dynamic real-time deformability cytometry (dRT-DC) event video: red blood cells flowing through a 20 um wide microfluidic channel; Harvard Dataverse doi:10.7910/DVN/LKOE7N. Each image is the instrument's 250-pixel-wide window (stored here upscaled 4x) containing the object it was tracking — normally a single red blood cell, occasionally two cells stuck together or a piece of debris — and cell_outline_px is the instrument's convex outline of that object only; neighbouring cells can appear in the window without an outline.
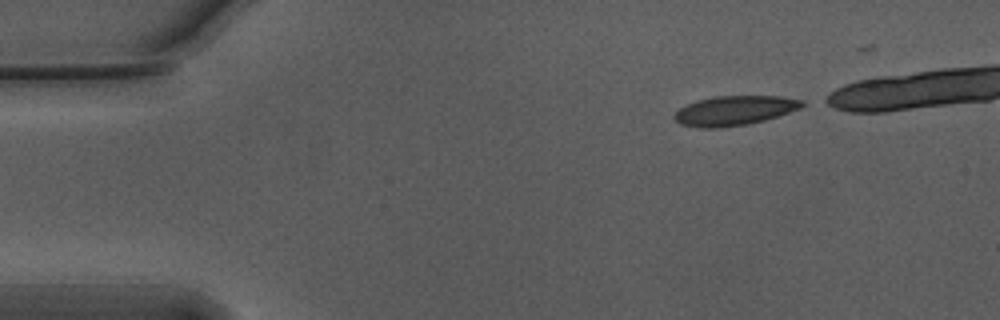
{"species": "Egyptian fruit bat (a non-hibernating species)", "species_latin": "Rousettus aegyptiacus", "temperature_condition": "warm", "stored_images_in_passage": 41, "camera_frame_rate_fps": 3000, "um_per_image_px": 0.085, "animal": {"sex": "male"}, "frame": {"image": 1, "passage_image": 1, "time_ms": 0.0, "image_size_px": [1000, 320], "cell_outline_px": [[804, 104], [800, 108], [764, 120], [744, 124], [720, 128], [700, 128], [680, 124], [672, 120], [672, 116], [680, 108], [688, 104], [700, 100], [716, 96], [780, 96], [804, 100]], "centroid_in_image_um": [62.39, 9.4], "position_along_channel_um": 22.6, "area_um2": 21.79}}
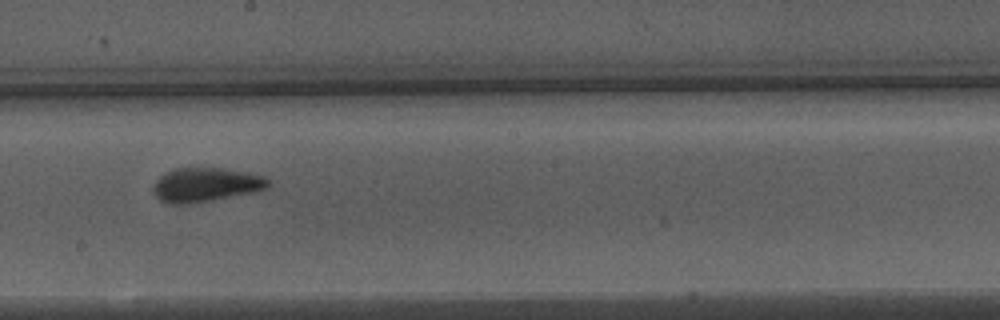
{"frame": {"image": 2, "passage_image": 24, "time_ms": 7.667, "image_size_px": [1000, 320], "cell_outline_px": [[268, 188], [252, 192], [188, 204], [168, 204], [160, 200], [156, 196], [152, 188], [156, 180], [160, 176], [176, 168], [224, 168], [248, 172], [264, 176], [268, 180]], "centroid_in_image_um": [17.47, 15.7], "position_along_channel_um": 230.7, "area_um2": 22.6}}
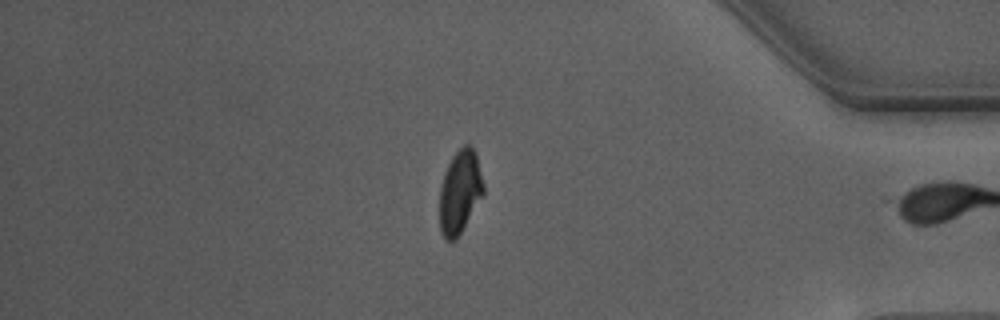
{"frame": {"image": 3, "passage_image": 40, "time_ms": 13.0, "image_size_px": [1000, 320], "cell_outline_px": [[484, 196], [456, 240], [444, 240], [440, 232], [440, 188], [444, 172], [452, 156], [464, 144], [472, 144], [476, 156], [484, 184]], "centroid_in_image_um": [39.1, 16.33], "position_along_channel_um": 396.1, "area_um2": 21.56}, "authors_computed_cell_mechanics": {"area_um2": 22.3686, "velocity_mm_per_s": 3.7402, "shape_relaxation_time_tau1_ms": 4.4718, "shape_relaxation_time_tau2_ms": 1.1089, "deformation_change_tau1": 0.1568, "deformation_change_tau2": 0.0624}}